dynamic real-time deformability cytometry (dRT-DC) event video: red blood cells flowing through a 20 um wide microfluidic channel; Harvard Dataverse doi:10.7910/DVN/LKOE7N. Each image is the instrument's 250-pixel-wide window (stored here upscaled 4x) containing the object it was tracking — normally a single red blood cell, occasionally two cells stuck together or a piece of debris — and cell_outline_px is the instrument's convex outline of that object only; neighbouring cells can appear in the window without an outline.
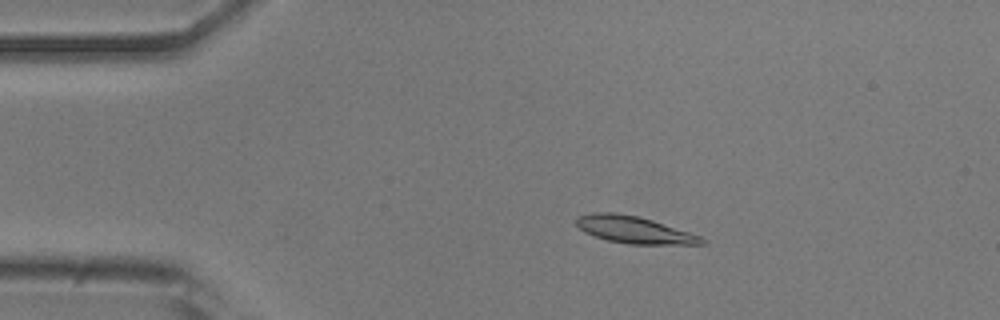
{"species": "common noctule bat (a hibernating species)", "species_latin": "Nyctalus noctula", "temperature_condition": "room temperature", "stored_images_in_passage": 52, "camera_frame_rate_fps": 3000, "um_per_image_px": 0.085, "animal": {"sex": "male", "body_mass_g": 20.5, "forearm_length_mm": 52.5}, "frame": {"image": 1, "passage_image": 10, "time_ms": 3.0, "image_size_px": [1000, 320], "cell_outline_px": [[708, 240], [704, 244], [628, 244], [608, 240], [584, 232], [576, 224], [576, 216], [592, 212], [616, 212], [636, 216], [652, 220], [700, 236]], "centroid_in_image_um": [53.88, 19.52], "position_along_channel_um": 31.1, "area_um2": 19.59}}
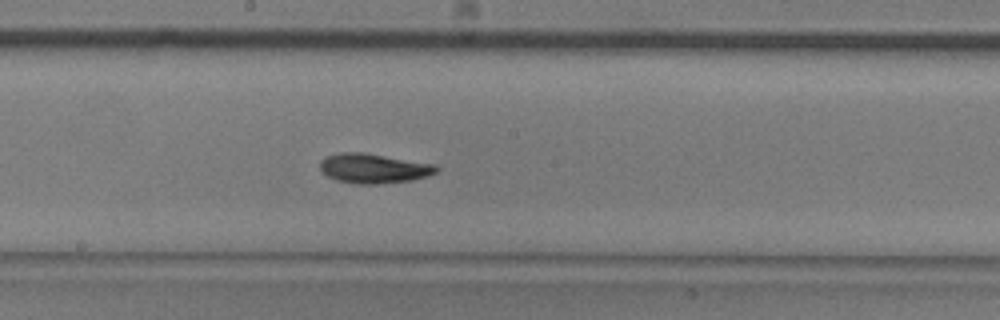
{"frame": {"image": 2, "passage_image": 28, "time_ms": 9.0, "image_size_px": [1000, 320], "cell_outline_px": [[440, 168], [436, 172], [428, 176], [412, 180], [380, 184], [356, 184], [336, 180], [320, 172], [320, 160], [328, 156], [340, 152], [364, 152], [436, 164]], "centroid_in_image_um": [31.77, 14.31], "position_along_channel_um": 216.4, "area_um2": 20.35}}
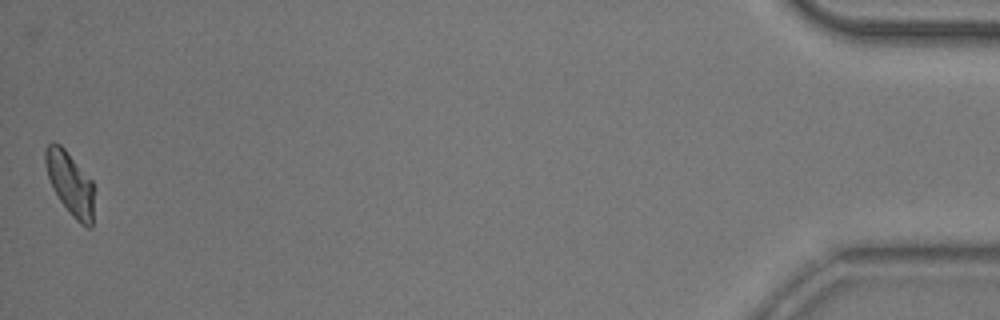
{"frame": {"image": 3, "passage_image": 52, "time_ms": 17.0, "image_size_px": [1000, 320], "cell_outline_px": [[96, 188], [92, 228], [88, 228], [80, 224], [72, 216], [60, 200], [52, 188], [44, 164], [44, 148], [48, 144], [60, 144], [64, 148], [92, 180]], "centroid_in_image_um": [6.0, 15.64], "position_along_channel_um": 429.2, "area_um2": 18.38}, "authors_computed_cell_mechanics": {"area_um2": 18.9295, "velocity_mm_per_s": 3.8657, "shape_relaxation_time_tau1_ms": 3.9701, "shape_relaxation_time_tau2_ms": 11.0973, "deformation_change_tau1": 0.1439, "deformation_change_tau2": 0.1229}}